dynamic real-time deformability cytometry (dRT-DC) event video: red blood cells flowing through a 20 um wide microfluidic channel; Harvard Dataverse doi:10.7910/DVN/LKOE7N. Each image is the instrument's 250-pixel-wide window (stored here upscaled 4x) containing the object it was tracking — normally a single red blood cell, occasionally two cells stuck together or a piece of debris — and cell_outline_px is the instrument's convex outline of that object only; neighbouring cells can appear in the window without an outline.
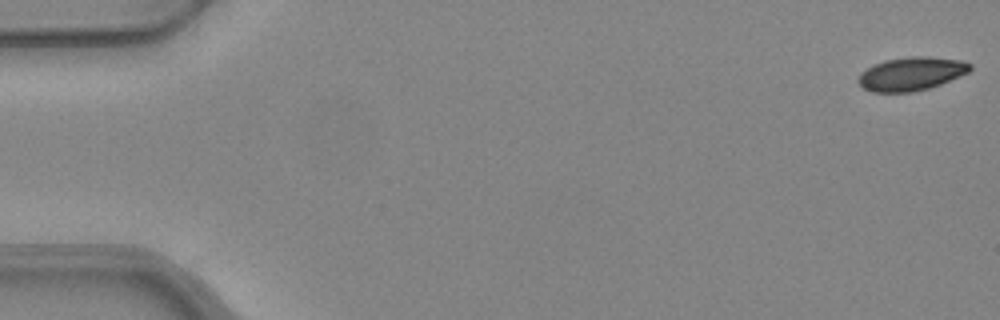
{"species": "common noctule bat (a hibernating species)", "species_latin": "Nyctalus noctula", "temperature_condition": "warm", "stored_images_in_passage": 15, "camera_frame_rate_fps": 3000, "um_per_image_px": 0.085, "animal": {"sex": "female", "body_mass_g": 24.6, "forearm_length_mm": 56.2}, "frame": {"image": 1, "passage_image": 1, "time_ms": 0.0, "image_size_px": [1000, 320], "cell_outline_px": [[972, 68], [968, 72], [960, 76], [940, 84], [928, 88], [912, 92], [872, 92], [864, 88], [856, 80], [860, 72], [872, 64], [884, 60], [912, 56], [928, 56], [964, 60], [972, 64]], "centroid_in_image_um": [77.45, 6.26], "position_along_channel_um": 7.6, "area_um2": 22.02}}